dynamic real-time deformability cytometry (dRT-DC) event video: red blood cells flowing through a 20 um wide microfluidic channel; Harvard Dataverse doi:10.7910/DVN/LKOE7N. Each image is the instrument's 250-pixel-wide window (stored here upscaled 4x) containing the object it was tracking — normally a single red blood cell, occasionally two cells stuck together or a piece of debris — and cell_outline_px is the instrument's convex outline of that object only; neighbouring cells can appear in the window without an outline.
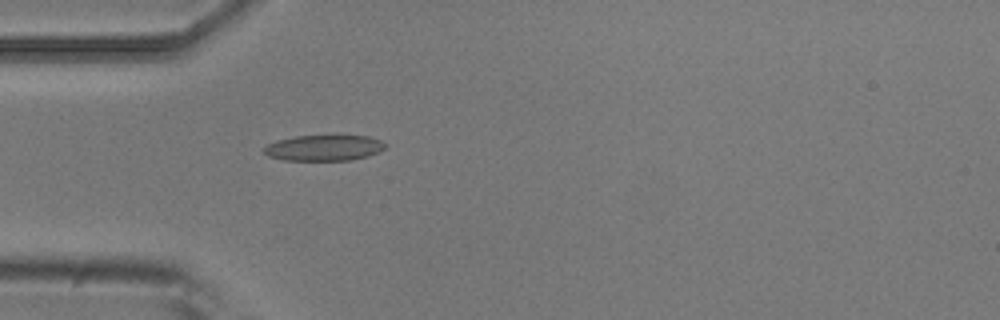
{"species": "common noctule bat (a hibernating species)", "species_latin": "Nyctalus noctula", "temperature_condition": "room temperature", "stored_images_in_passage": 2, "camera_frame_rate_fps": 3000, "um_per_image_px": 0.085, "animal": {"sex": "male", "body_mass_g": 20.5, "forearm_length_mm": 52.5}, "frame": {"image": 1, "passage_image": 2, "time_ms": 0.333, "image_size_px": [1000, 320], "cell_outline_px": [[388, 144], [384, 148], [368, 156], [352, 160], [284, 160], [268, 156], [264, 152], [264, 148], [268, 144], [276, 140], [296, 136], [368, 136], [380, 140]], "centroid_in_image_um": [27.53, 12.57], "position_along_channel_um": 57.5, "area_um2": 18.09}}